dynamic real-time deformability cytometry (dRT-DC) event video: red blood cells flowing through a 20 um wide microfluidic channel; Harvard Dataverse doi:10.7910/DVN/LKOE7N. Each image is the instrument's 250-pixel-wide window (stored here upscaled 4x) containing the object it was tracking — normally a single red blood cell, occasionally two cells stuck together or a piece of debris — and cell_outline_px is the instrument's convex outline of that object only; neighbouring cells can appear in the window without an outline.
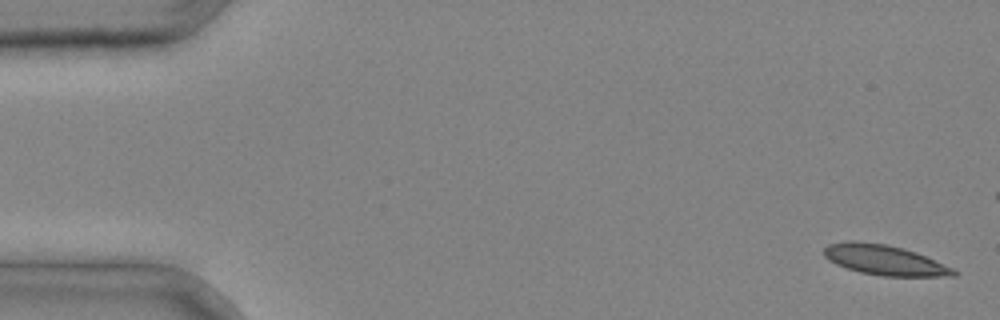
{"species": "common noctule bat (a hibernating species)", "species_latin": "Nyctalus noctula", "temperature_condition": "cold", "stored_images_in_passage": 2, "camera_frame_rate_fps": 3000, "um_per_image_px": 0.085, "animal": {"sex": "male", "body_mass_g": 20.4}, "frame": {"image": 1, "passage_image": 1, "time_ms": 0.0, "image_size_px": [1000, 320], "cell_outline_px": [[960, 272], [956, 276], [884, 276], [860, 272], [836, 264], [828, 260], [824, 256], [824, 248], [828, 244], [848, 240], [856, 240], [884, 244], [916, 252], [956, 268]], "centroid_in_image_um": [75.22, 22.1], "position_along_channel_um": 9.8, "area_um2": 22.89}}
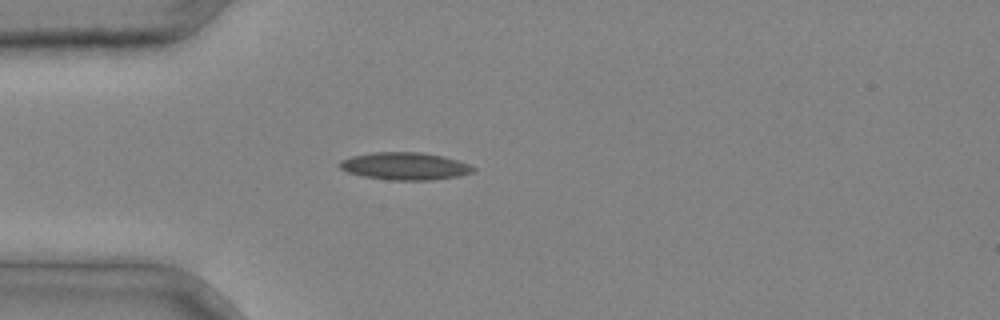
{"frame": {"image": 2, "passage_image": 2, "time_ms": 0.333, "image_size_px": [1000, 320], "cell_outline_px": [[476, 172], [456, 176], [432, 180], [388, 180], [364, 176], [348, 172], [340, 168], [336, 164], [340, 160], [352, 156], [372, 152], [420, 152], [444, 156], [468, 164], [476, 168]], "centroid_in_image_um": [34.4, 14.12], "position_along_channel_um": 50.6, "area_um2": 21.44}}